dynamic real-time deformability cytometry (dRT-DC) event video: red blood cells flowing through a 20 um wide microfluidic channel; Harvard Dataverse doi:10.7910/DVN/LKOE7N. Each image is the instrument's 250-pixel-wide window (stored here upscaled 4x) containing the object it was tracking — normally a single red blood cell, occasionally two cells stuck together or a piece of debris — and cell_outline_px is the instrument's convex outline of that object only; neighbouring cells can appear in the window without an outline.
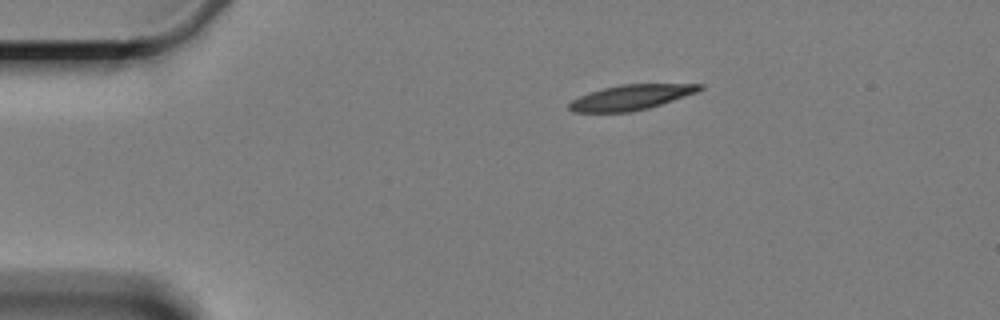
{"species": "Egyptian fruit bat (a non-hibernating species)", "species_latin": "Rousettus aegyptiacus", "temperature_condition": "cold", "stored_images_in_passage": 5, "camera_frame_rate_fps": 3000, "um_per_image_px": 0.085, "animal": {"sex": "female"}, "frame": {"image": 1, "passage_image": 1, "time_ms": 0.0, "image_size_px": [1000, 320], "cell_outline_px": [[704, 88], [696, 92], [648, 108], [628, 112], [572, 112], [568, 108], [568, 104], [572, 100], [588, 92], [620, 84], [704, 84]], "centroid_in_image_um": [53.59, 8.27], "position_along_channel_um": 31.4, "area_um2": 18.9}}
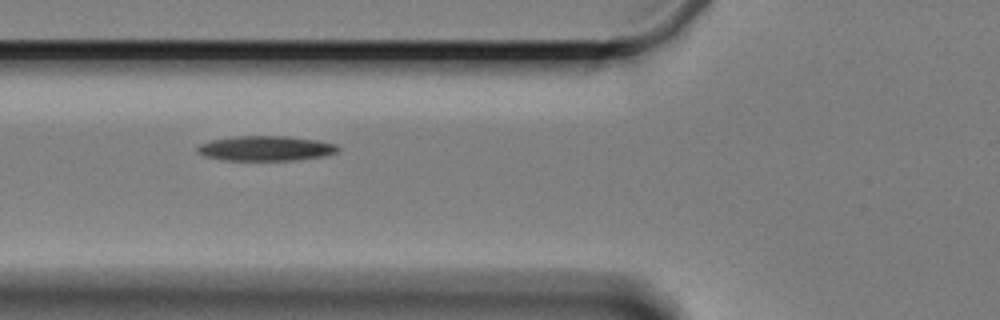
{"frame": {"image": 2, "passage_image": 4, "time_ms": 3.667, "image_size_px": [1000, 320], "cell_outline_px": [[340, 148], [336, 152], [324, 156], [296, 160], [220, 160], [204, 156], [196, 152], [196, 148], [200, 144], [212, 140], [236, 136], [288, 136], [316, 140], [336, 144]], "centroid_in_image_um": [22.56, 12.61], "position_along_channel_um": 103.2, "area_um2": 20.46}}
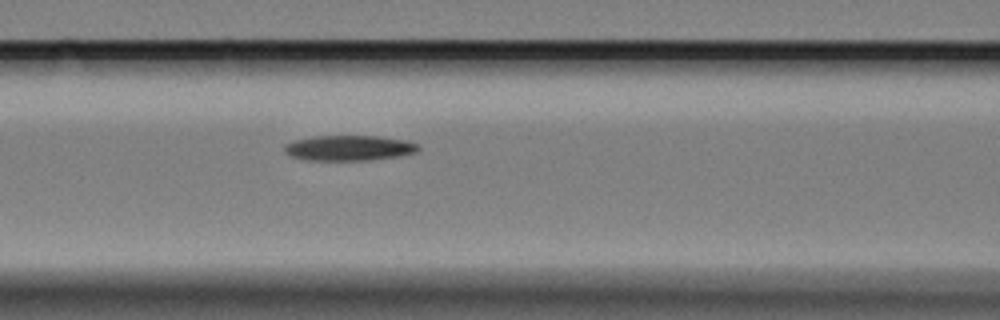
{"frame": {"image": 3, "passage_image": 5, "time_ms": 4.667, "image_size_px": [1000, 320], "cell_outline_px": [[420, 148], [416, 152], [400, 156], [368, 160], [308, 160], [288, 156], [284, 152], [284, 144], [292, 140], [312, 136], [380, 136], [408, 140], [420, 144]], "centroid_in_image_um": [29.66, 12.57], "position_along_channel_um": 136.9, "area_um2": 20.11}}